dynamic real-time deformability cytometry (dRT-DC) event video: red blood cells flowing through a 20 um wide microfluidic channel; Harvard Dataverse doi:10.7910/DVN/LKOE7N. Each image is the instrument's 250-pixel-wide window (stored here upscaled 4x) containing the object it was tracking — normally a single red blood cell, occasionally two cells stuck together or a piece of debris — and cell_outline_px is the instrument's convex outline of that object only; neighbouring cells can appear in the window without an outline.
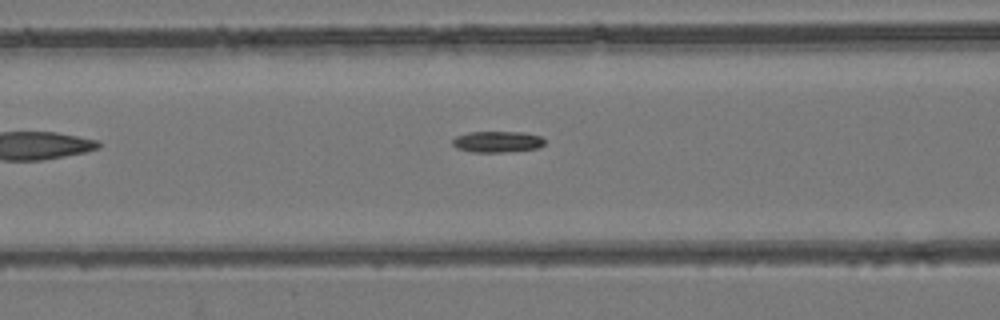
{"species": "common noctule bat (a hibernating species)", "species_latin": "Nyctalus noctula", "temperature_condition": "room temperature", "stored_images_in_passage": 7, "camera_frame_rate_fps": 3000, "um_per_image_px": 0.085, "animal": {"sex": "female", "body_mass_g": 24.6, "forearm_length_mm": 56.2}, "frame": {"image": 1, "passage_image": 3, "time_ms": 2.333, "image_size_px": [1000, 320], "cell_outline_px": [[544, 144], [536, 148], [500, 152], [472, 152], [456, 148], [452, 144], [452, 140], [456, 136], [468, 132], [524, 132], [540, 136], [544, 140]], "centroid_in_image_um": [42.22, 12.04], "position_along_channel_um": 124.4, "area_um2": 11.27}}
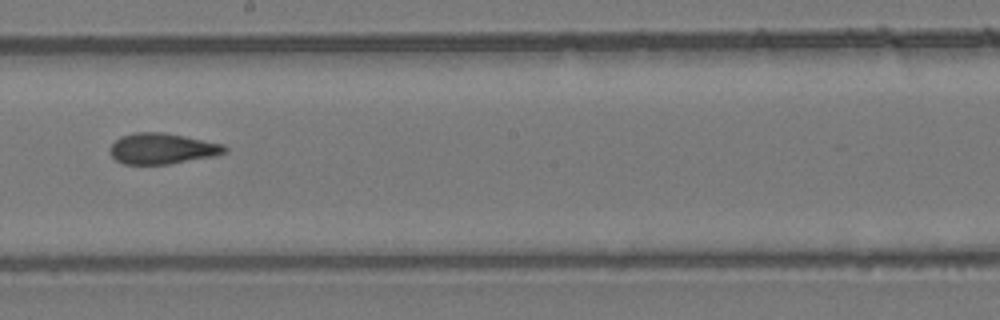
{"frame": {"image": 2, "passage_image": 6, "time_ms": 6.667, "image_size_px": [1000, 320], "cell_outline_px": [[228, 152], [212, 156], [168, 164], [124, 164], [116, 160], [108, 152], [108, 148], [120, 136], [136, 132], [164, 132], [224, 144], [228, 148]], "centroid_in_image_um": [13.76, 12.62], "position_along_channel_um": 234.4, "area_um2": 20.63}}
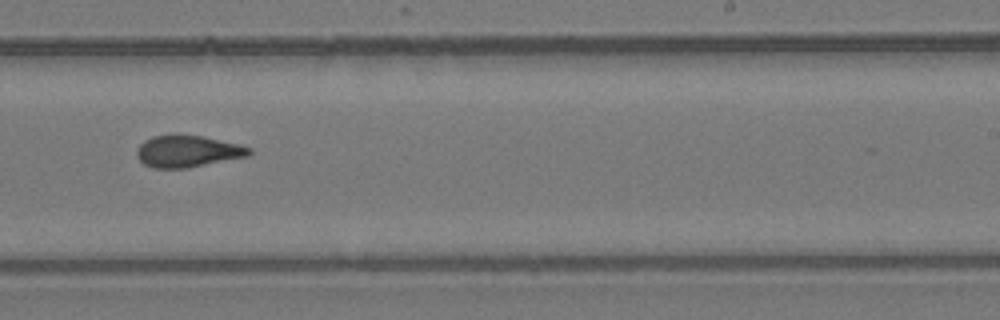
{"frame": {"image": 3, "passage_image": 7, "time_ms": 7.667, "image_size_px": [1000, 320], "cell_outline_px": [[252, 152], [248, 156], [188, 168], [152, 168], [144, 164], [136, 156], [136, 152], [140, 144], [144, 140], [152, 136], [204, 136], [240, 144], [252, 148]], "centroid_in_image_um": [15.97, 12.87], "position_along_channel_um": 273.0, "area_um2": 20.69}}